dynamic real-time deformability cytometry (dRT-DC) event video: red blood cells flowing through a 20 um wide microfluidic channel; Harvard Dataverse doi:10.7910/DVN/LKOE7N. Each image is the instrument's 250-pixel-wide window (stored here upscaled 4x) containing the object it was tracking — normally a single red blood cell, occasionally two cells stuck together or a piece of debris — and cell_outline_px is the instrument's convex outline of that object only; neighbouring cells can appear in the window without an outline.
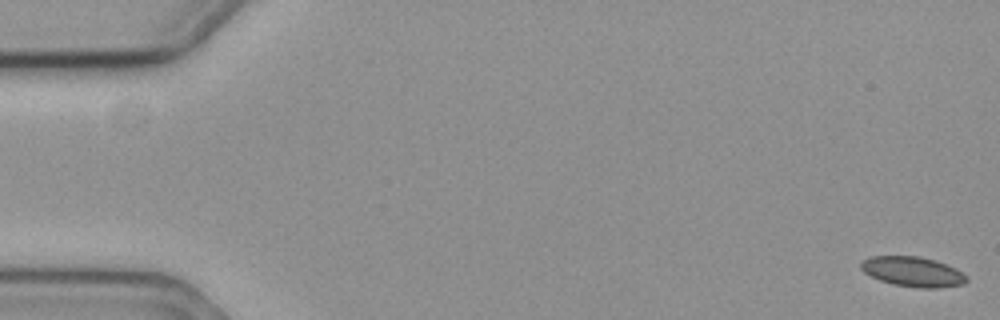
{"species": "common noctule bat (a hibernating species)", "species_latin": "Nyctalus noctula", "temperature_condition": "cold", "stored_images_in_passage": 59, "camera_frame_rate_fps": 3000, "um_per_image_px": 0.085, "animal": {"sex": "female", "body_mass_g": 19.3, "forearm_length_mm": 54.1}, "frame": {"image": 1, "passage_image": 1, "time_ms": 0.0, "image_size_px": [1000, 320], "cell_outline_px": [[968, 280], [964, 284], [940, 288], [920, 288], [892, 284], [880, 280], [864, 272], [860, 268], [860, 264], [868, 256], [920, 256], [936, 260], [956, 268], [968, 276]], "centroid_in_image_um": [77.62, 23.09], "position_along_channel_um": 7.4, "area_um2": 18.61}}
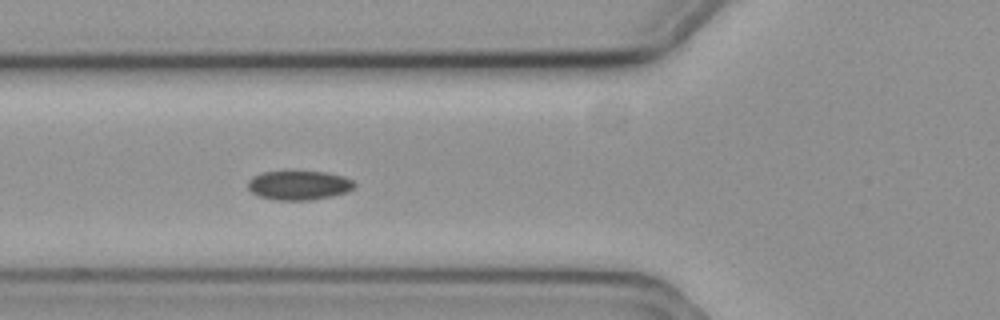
{"frame": {"image": 2, "passage_image": 22, "time_ms": 7.0, "image_size_px": [1000, 320], "cell_outline_px": [[356, 188], [348, 192], [332, 196], [308, 200], [276, 200], [260, 196], [252, 192], [248, 188], [248, 180], [252, 176], [264, 172], [328, 172], [344, 176], [352, 180], [356, 184]], "centroid_in_image_um": [25.45, 15.75], "position_along_channel_um": 100.3, "area_um2": 18.15}}
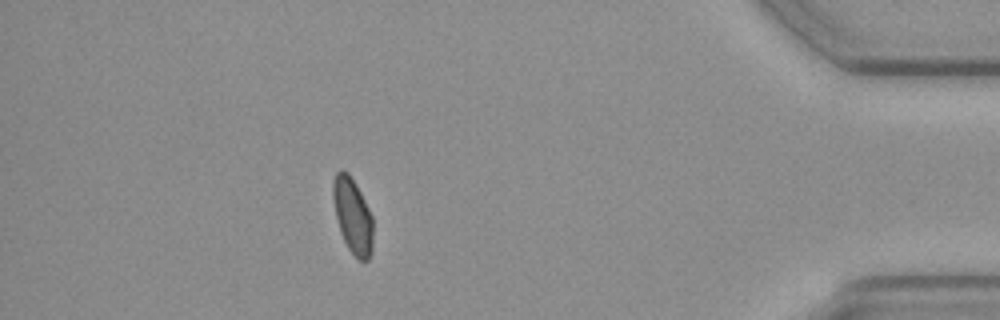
{"frame": {"image": 3, "passage_image": 52, "time_ms": 17.0, "image_size_px": [1000, 320], "cell_outline_px": [[372, 252], [368, 260], [360, 260], [348, 248], [340, 232], [332, 200], [332, 180], [336, 172], [340, 168], [348, 172], [356, 184], [372, 216]], "centroid_in_image_um": [29.95, 18.29], "position_along_channel_um": 405.3, "area_um2": 17.57}}